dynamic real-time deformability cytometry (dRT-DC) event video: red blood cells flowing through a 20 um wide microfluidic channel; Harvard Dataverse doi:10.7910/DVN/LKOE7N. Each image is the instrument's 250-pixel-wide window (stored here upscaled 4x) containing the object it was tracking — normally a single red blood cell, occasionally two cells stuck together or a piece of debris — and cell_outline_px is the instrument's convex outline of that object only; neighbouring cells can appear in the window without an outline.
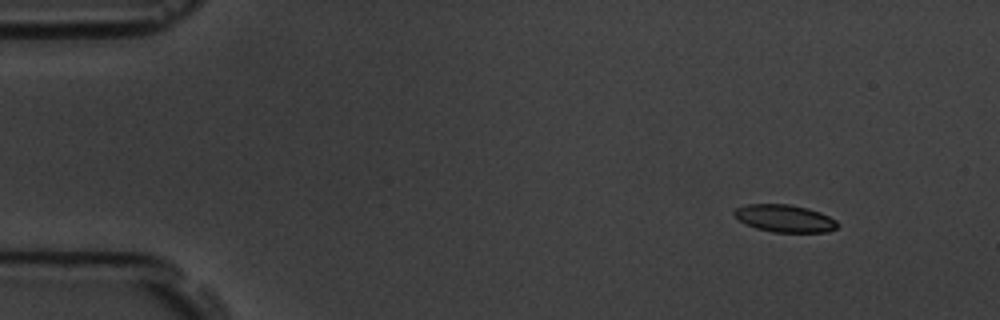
{"species": "common noctule bat (a hibernating species)", "species_latin": "Nyctalus noctula", "temperature_condition": "room temperature", "stored_images_in_passage": 4, "camera_frame_rate_fps": 3000, "um_per_image_px": 0.085, "animal": {"sex": "male", "body_mass_g": 19.5, "forearm_length_mm": 54.6}, "frame": {"image": 1, "passage_image": 1, "time_ms": 0.0, "image_size_px": [1000, 320], "cell_outline_px": [[840, 224], [836, 228], [828, 232], [772, 232], [756, 228], [740, 220], [732, 212], [736, 208], [748, 204], [788, 204], [808, 208], [820, 212], [836, 220]], "centroid_in_image_um": [66.73, 18.56], "position_along_channel_um": 18.3, "area_um2": 16.42}}
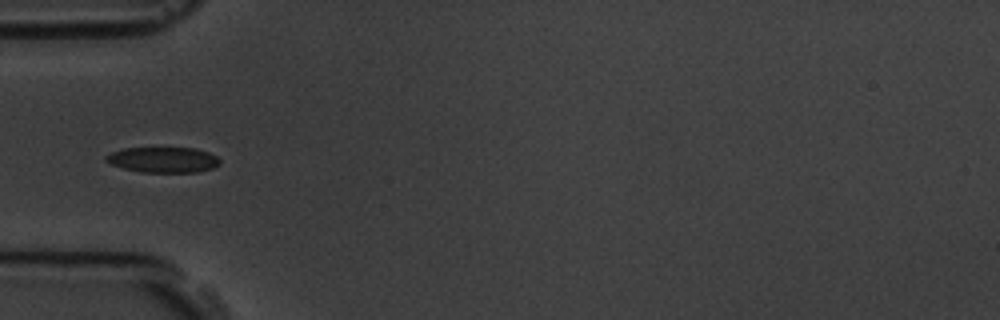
{"frame": {"image": 2, "passage_image": 4, "time_ms": 4.0, "image_size_px": [1000, 320], "cell_outline_px": [[220, 164], [212, 168], [196, 172], [140, 172], [124, 168], [112, 164], [104, 160], [104, 156], [112, 152], [124, 148], [196, 148], [208, 152], [216, 156], [220, 160]], "centroid_in_image_um": [13.86, 13.58], "position_along_channel_um": 71.1, "area_um2": 16.88}}